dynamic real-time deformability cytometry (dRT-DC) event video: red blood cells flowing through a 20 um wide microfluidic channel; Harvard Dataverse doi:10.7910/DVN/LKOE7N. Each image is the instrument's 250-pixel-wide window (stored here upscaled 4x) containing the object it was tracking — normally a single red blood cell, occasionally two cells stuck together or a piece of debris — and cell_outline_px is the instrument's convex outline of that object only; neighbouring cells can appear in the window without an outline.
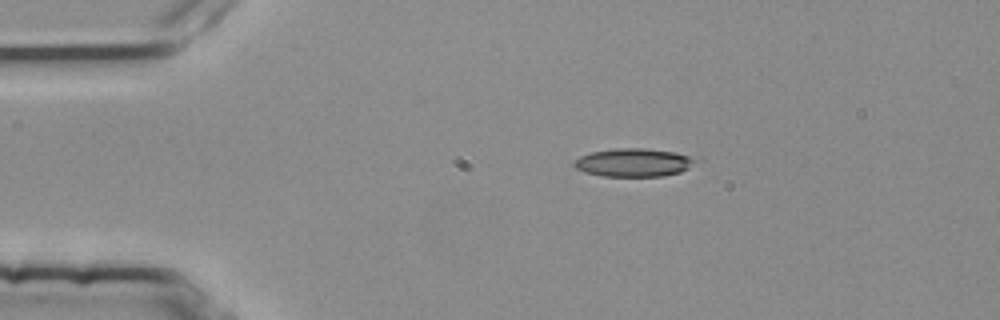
{"species": "common noctule bat (a hibernating species)", "species_latin": "Nyctalus noctula", "temperature_condition": "room temperature", "stored_images_in_passage": 3, "camera_frame_rate_fps": 3000, "um_per_image_px": 0.085, "animal": {"sex": "female", "body_mass_g": 25.1}, "frame": {"image": 1, "passage_image": 2, "time_ms": 0.333, "image_size_px": [1000, 320], "cell_outline_px": [[696, 160], [688, 168], [680, 172], [664, 176], [600, 176], [576, 168], [572, 164], [580, 156], [592, 152], [616, 148], [640, 148], [676, 152], [688, 156]], "centroid_in_image_um": [53.84, 13.81], "position_along_channel_um": 31.2, "area_um2": 19.65}}